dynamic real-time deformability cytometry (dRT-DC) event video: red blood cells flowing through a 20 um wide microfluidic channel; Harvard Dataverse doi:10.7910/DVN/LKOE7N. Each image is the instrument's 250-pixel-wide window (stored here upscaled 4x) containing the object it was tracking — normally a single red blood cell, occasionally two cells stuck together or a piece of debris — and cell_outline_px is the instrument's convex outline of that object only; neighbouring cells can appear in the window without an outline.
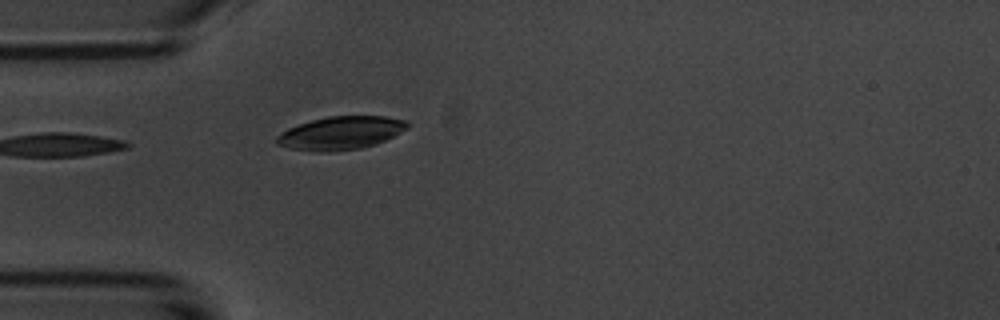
{"species": "common noctule bat (a hibernating species)", "species_latin": "Nyctalus noctula", "temperature_condition": "room temperature", "stored_images_in_passage": 1, "camera_frame_rate_fps": 3000, "um_per_image_px": 0.085, "animal": {"sex": "male", "body_mass_g": 20.1, "forearm_length_mm": 53.5}, "frame": {"image": 1, "passage_image": 1, "time_ms": 0.0, "image_size_px": [1000, 320], "cell_outline_px": [[408, 128], [376, 144], [360, 148], [332, 152], [316, 152], [292, 148], [276, 144], [276, 136], [288, 128], [312, 120], [328, 116], [384, 116], [408, 120]], "centroid_in_image_um": [28.97, 11.3], "position_along_channel_um": 56.0, "area_um2": 25.14}}